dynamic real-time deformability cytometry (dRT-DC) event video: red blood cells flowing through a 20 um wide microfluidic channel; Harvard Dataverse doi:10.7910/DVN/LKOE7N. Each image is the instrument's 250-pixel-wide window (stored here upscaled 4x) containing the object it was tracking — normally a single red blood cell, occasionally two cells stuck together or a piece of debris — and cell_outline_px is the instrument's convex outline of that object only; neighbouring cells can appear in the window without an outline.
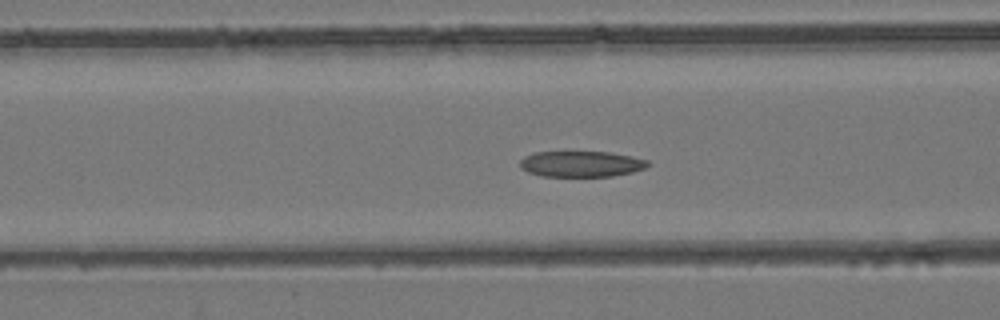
{"species": "common noctule bat (a hibernating species)", "species_latin": "Nyctalus noctula", "temperature_condition": "room temperature", "stored_images_in_passage": 47, "camera_frame_rate_fps": 3000, "um_per_image_px": 0.085, "animal": {"sex": "female", "body_mass_g": 24.6, "forearm_length_mm": 56.2}, "frame": {"image": 1, "passage_image": 21, "time_ms": 6.667, "image_size_px": [1000, 320], "cell_outline_px": [[648, 164], [644, 168], [632, 172], [612, 176], [544, 176], [528, 172], [520, 168], [520, 160], [524, 156], [536, 152], [608, 152], [648, 160]], "centroid_in_image_um": [49.36, 13.94], "position_along_channel_um": 117.2, "area_um2": 19.02}}
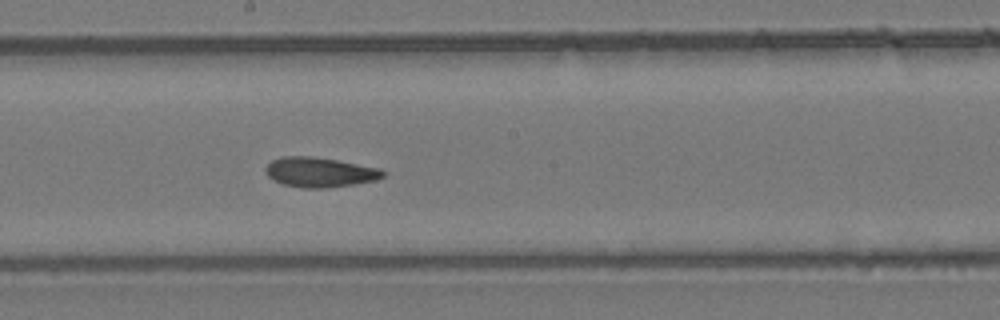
{"frame": {"image": 2, "passage_image": 29, "time_ms": 9.333, "image_size_px": [1000, 320], "cell_outline_px": [[388, 172], [384, 176], [376, 180], [352, 184], [324, 188], [304, 188], [284, 184], [272, 180], [264, 172], [264, 168], [272, 160], [284, 156], [312, 156], [336, 160], [380, 168]], "centroid_in_image_um": [27.17, 14.63], "position_along_channel_um": 221.0, "area_um2": 20.4}}
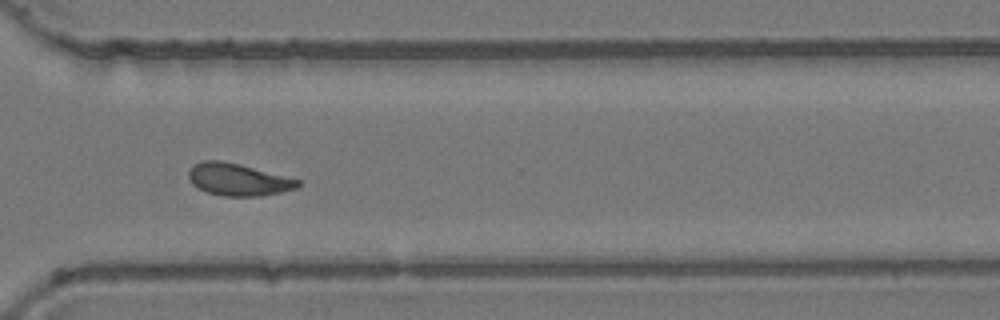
{"frame": {"image": 3, "passage_image": 39, "time_ms": 12.667, "image_size_px": [1000, 320], "cell_outline_px": [[300, 184], [296, 188], [280, 192], [260, 196], [224, 196], [208, 192], [192, 184], [188, 176], [188, 172], [192, 164], [204, 160], [220, 160], [300, 180]], "centroid_in_image_um": [20.19, 15.26], "position_along_channel_um": 350.4, "area_um2": 20.06}, "authors_computed_cell_mechanics": {"area_um2": 20.4034, "velocity_mm_per_s": 3.8913, "shape_relaxation_time_tau1_ms": null, "shape_relaxation_time_tau2_ms": 4.0299, "deformation_change_tau1": null, "deformation_change_tau2": 0.0945}}